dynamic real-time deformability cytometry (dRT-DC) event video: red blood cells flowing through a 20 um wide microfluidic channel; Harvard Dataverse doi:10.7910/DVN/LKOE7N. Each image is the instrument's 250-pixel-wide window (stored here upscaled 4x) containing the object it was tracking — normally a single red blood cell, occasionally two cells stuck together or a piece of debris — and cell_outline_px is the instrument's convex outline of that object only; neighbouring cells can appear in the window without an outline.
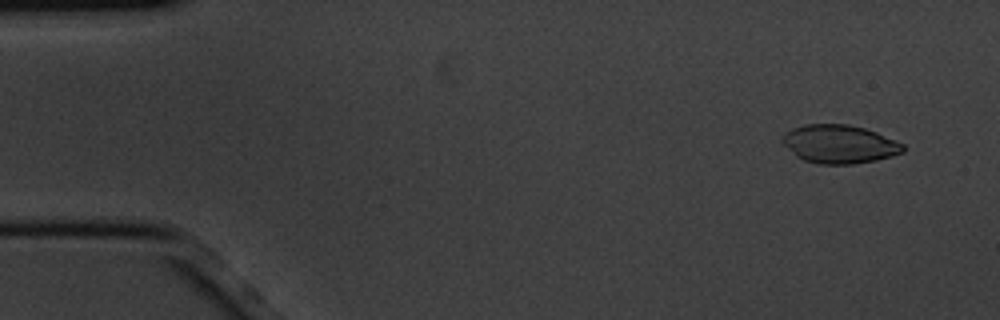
{"species": "common noctule bat (a hibernating species)", "species_latin": "Nyctalus noctula", "temperature_condition": "cold", "stored_images_in_passage": 5, "camera_frame_rate_fps": 3000, "um_per_image_px": 0.085, "animal": {"sex": "male", "body_mass_g": 20.1, "forearm_length_mm": 53.5}, "frame": {"image": 1, "passage_image": 1, "time_ms": 0.0, "image_size_px": [1000, 320], "cell_outline_px": [[904, 152], [892, 156], [876, 160], [852, 164], [820, 164], [804, 160], [796, 156], [780, 140], [784, 132], [792, 128], [804, 124], [848, 124], [864, 128], [876, 132], [896, 140], [904, 144]], "centroid_in_image_um": [71.34, 12.24], "position_along_channel_um": 13.7, "area_um2": 27.11}}